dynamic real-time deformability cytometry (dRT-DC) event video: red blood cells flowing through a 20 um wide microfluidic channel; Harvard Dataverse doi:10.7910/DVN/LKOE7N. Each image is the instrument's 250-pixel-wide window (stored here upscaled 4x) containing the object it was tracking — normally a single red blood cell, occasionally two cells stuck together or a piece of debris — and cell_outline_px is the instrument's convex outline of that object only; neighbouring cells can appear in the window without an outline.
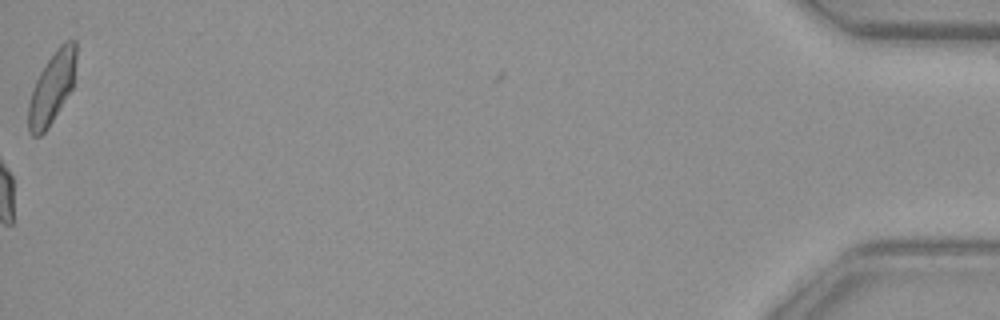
{"species": "common noctule bat (a hibernating species)", "species_latin": "Nyctalus noctula", "temperature_condition": "warm", "stored_images_in_passage": 52, "camera_frame_rate_fps": 3000, "um_per_image_px": 0.085, "animal": {"sex": "female", "body_mass_g": 29.2, "forearm_length_mm": 56.3}, "frame": {"image": 1, "passage_image": 52, "time_ms": 17.0, "image_size_px": [1000, 320], "cell_outline_px": [[76, 60], [72, 88], [48, 128], [40, 136], [32, 136], [28, 132], [28, 104], [32, 88], [40, 72], [52, 52], [64, 40], [76, 40]], "centroid_in_image_um": [4.4, 7.45], "position_along_channel_um": 430.8, "area_um2": 20.0}}